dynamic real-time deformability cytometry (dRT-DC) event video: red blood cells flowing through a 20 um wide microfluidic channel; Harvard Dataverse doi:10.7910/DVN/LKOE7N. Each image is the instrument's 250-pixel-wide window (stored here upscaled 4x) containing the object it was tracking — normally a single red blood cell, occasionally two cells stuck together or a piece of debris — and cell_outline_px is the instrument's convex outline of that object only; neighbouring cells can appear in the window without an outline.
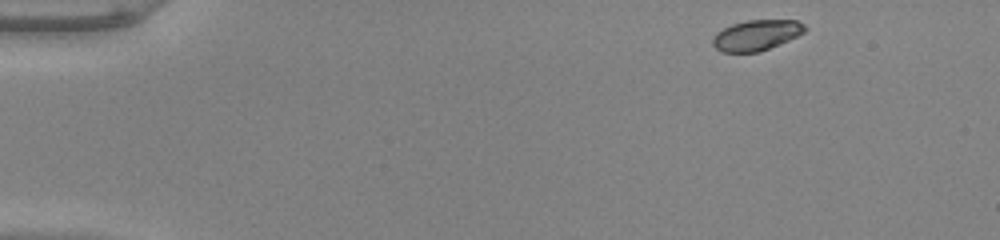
{"species": "common noctule bat (a hibernating species)", "species_latin": "Nyctalus noctula", "temperature_condition": "warm", "stored_images_in_passage": 47, "camera_frame_rate_fps": 3000, "um_per_image_px": 0.085, "animal": {"sex": "male", "body_mass_g": 20.0, "forearm_length_mm": 53.3}, "frame": {"image": 1, "passage_image": 1, "time_ms": 0.0, "image_size_px": [1000, 240], "cell_outline_px": [[808, 28], [804, 32], [788, 40], [768, 48], [756, 52], [720, 52], [712, 44], [712, 40], [716, 32], [732, 24], [748, 20], [796, 20], [804, 24]], "centroid_in_image_um": [64.28, 2.98], "position_along_channel_um": 20.7, "area_um2": 16.24}}
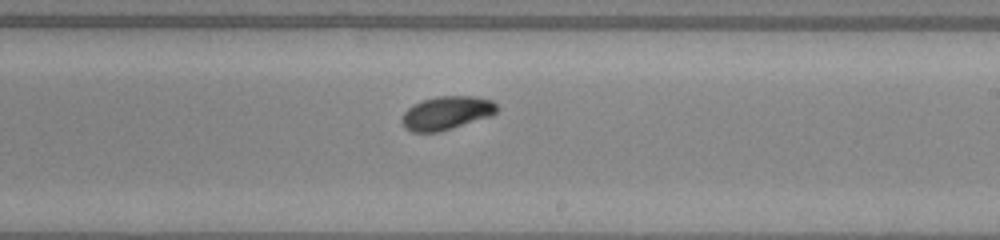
{"frame": {"image": 2, "passage_image": 27, "time_ms": 8.667, "image_size_px": [1000, 240], "cell_outline_px": [[496, 112], [492, 116], [440, 132], [412, 132], [404, 128], [400, 120], [404, 112], [408, 108], [420, 100], [436, 96], [472, 96], [492, 100], [496, 104]], "centroid_in_image_um": [37.92, 9.61], "position_along_channel_um": 251.1, "area_um2": 18.73}}
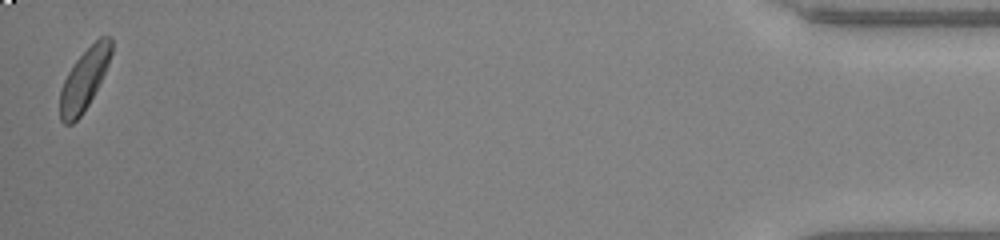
{"frame": {"image": 3, "passage_image": 47, "time_ms": 15.333, "image_size_px": [1000, 240], "cell_outline_px": [[112, 52], [108, 64], [88, 104], [80, 116], [72, 124], [64, 124], [60, 120], [60, 88], [68, 72], [76, 60], [100, 36], [112, 36]], "centroid_in_image_um": [7.14, 6.75], "position_along_channel_um": 428.1, "area_um2": 17.92}, "authors_computed_cell_mechanics": {"area_um2": 18.1492, "velocity_mm_per_s": 3.9239, "shape_relaxation_time_tau1_ms": 2.6509, "shape_relaxation_time_tau2_ms": null, "deformation_change_tau1": 0.1307, "deformation_change_tau2": null}}